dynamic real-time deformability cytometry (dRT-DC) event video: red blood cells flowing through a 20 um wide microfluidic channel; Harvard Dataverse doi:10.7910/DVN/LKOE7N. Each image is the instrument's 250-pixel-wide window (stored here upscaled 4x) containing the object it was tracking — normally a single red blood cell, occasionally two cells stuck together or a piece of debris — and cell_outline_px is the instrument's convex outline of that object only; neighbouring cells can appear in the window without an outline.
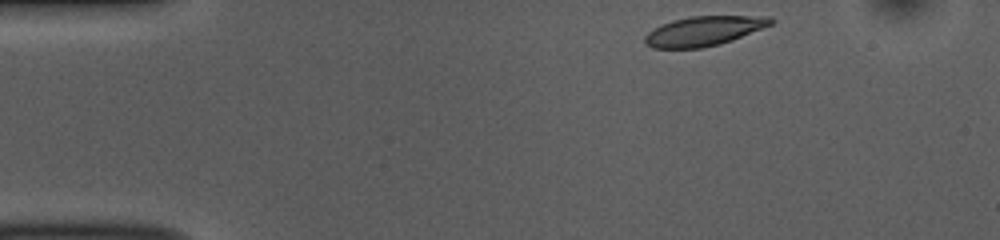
{"species": "common noctule bat (a hibernating species)", "species_latin": "Nyctalus noctula", "temperature_condition": "room temperature", "stored_images_in_passage": 46, "camera_frame_rate_fps": 3000, "um_per_image_px": 0.085, "animal": {"sex": "female", "body_mass_g": 10.0, "forearm_length_mm": 53.1}, "frame": {"image": 1, "passage_image": 1, "time_ms": 0.0, "image_size_px": [1000, 240], "cell_outline_px": [[776, 20], [772, 24], [732, 40], [720, 44], [700, 48], [652, 48], [644, 44], [644, 36], [648, 32], [672, 20], [692, 16], [772, 16]], "centroid_in_image_um": [59.84, 2.63], "position_along_channel_um": 25.2, "area_um2": 21.62}}
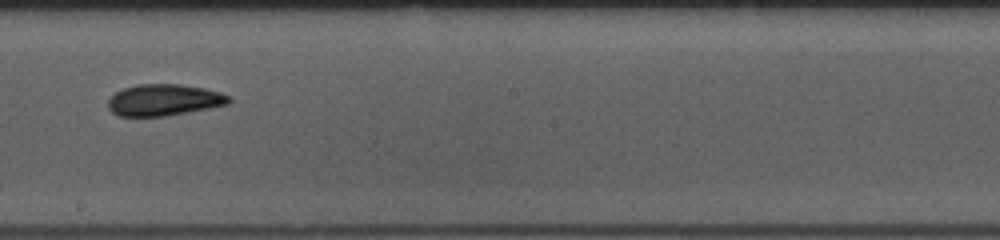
{"frame": {"image": 2, "passage_image": 23, "time_ms": 7.333, "image_size_px": [1000, 240], "cell_outline_px": [[232, 100], [228, 104], [168, 116], [116, 116], [108, 108], [108, 100], [116, 92], [124, 88], [136, 84], [180, 84], [204, 88], [220, 92], [228, 96]], "centroid_in_image_um": [13.92, 8.5], "position_along_channel_um": 234.3, "area_um2": 22.2}}
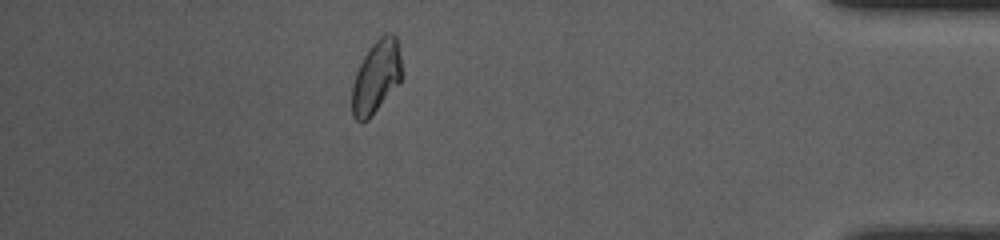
{"frame": {"image": 3, "passage_image": 40, "time_ms": 13.0, "image_size_px": [1000, 240], "cell_outline_px": [[404, 76], [400, 84], [372, 116], [368, 120], [356, 120], [352, 116], [352, 84], [356, 72], [368, 48], [380, 36], [388, 32], [392, 32], [396, 36], [400, 52], [404, 72]], "centroid_in_image_um": [32.03, 6.52], "position_along_channel_um": 403.2, "area_um2": 21.73}, "authors_computed_cell_mechanics": {"area_um2": 22.0796, "velocity_mm_per_s": 3.7443, "shape_relaxation_time_tau1_ms": 6.126, "shape_relaxation_time_tau2_ms": 3.2676, "deformation_change_tau1": 0.1512, "deformation_change_tau2": 0.0938}}